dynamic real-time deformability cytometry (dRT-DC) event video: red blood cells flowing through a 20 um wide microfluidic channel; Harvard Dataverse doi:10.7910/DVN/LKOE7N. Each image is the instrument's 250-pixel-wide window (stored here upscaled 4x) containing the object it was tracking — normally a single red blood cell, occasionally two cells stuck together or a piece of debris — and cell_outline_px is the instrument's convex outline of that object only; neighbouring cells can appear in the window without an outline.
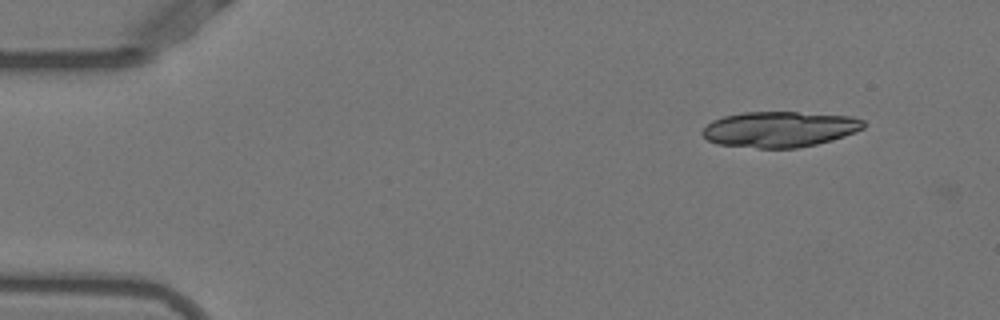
{"species": "Egyptian fruit bat (a non-hibernating species)", "species_latin": "Rousettus aegyptiacus", "temperature_condition": "warm", "stored_images_in_passage": 3, "camera_frame_rate_fps": 3000, "um_per_image_px": 0.085, "animal": {"sex": "female"}, "frame": {"image": 1, "passage_image": 2, "time_ms": 0.333, "image_size_px": [1000, 320], "cell_outline_px": [[864, 128], [844, 136], [832, 140], [816, 144], [796, 148], [756, 148], [716, 144], [708, 140], [700, 132], [712, 120], [724, 116], [744, 112], [796, 112], [852, 116], [864, 120]], "centroid_in_image_um": [66.25, 10.99], "position_along_channel_um": 18.7, "area_um2": 33.52}}